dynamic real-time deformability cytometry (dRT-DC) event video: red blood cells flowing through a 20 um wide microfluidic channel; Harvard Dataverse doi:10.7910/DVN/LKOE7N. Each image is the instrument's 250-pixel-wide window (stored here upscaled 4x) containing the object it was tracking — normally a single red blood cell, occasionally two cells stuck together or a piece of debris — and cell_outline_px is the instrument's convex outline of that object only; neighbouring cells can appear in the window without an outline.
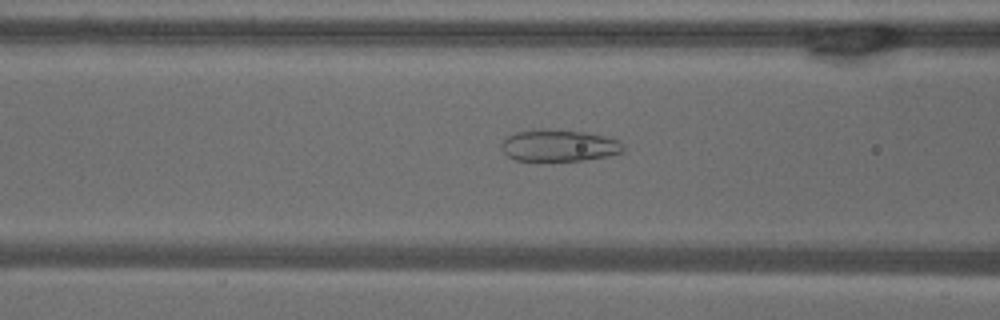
{"species": "common noctule bat (a hibernating species)", "species_latin": "Nyctalus noctula", "temperature_condition": "warm", "stored_images_in_passage": 54, "segment_of_instrument_passage": [1, 2], "camera_frame_rate_fps": 3000, "um_per_image_px": 0.085, "animal": {"sex": "male", "body_mass_g": 18.8}, "frame": {"image": 1, "passage_image": 21, "time_ms": 6.667, "image_size_px": [1000, 320], "cell_outline_px": [[624, 152], [608, 156], [584, 160], [516, 160], [508, 156], [500, 148], [500, 144], [508, 136], [516, 132], [540, 128], [544, 128], [584, 132], [604, 136], [620, 140], [624, 144]], "centroid_in_image_um": [47.53, 12.36], "position_along_channel_um": 119.1, "area_um2": 22.66}}
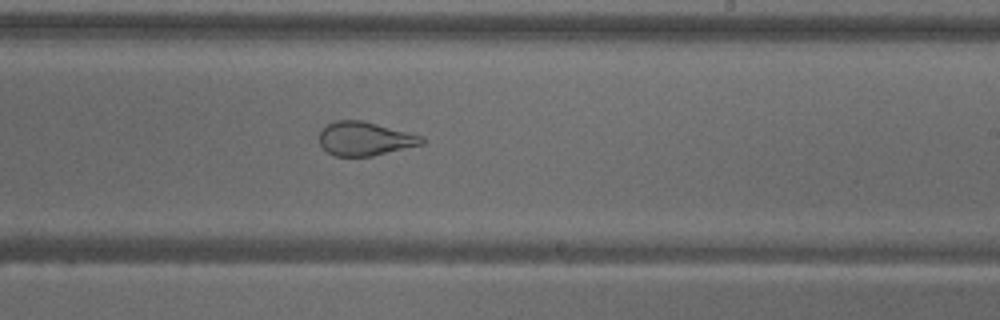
{"frame": {"image": 2, "passage_image": 32, "time_ms": 10.333, "image_size_px": [1000, 320], "cell_outline_px": [[424, 144], [372, 156], [336, 156], [328, 152], [320, 144], [316, 136], [328, 124], [336, 120], [360, 120], [424, 136]], "centroid_in_image_um": [31.0, 11.79], "position_along_channel_um": 258.0, "area_um2": 20.11}}
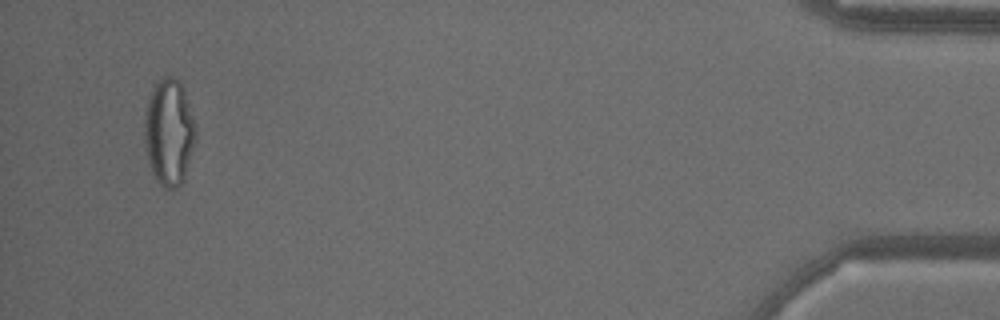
{"frame": {"image": 3, "passage_image": 51, "time_ms": 16.667, "image_size_px": [1000, 320], "cell_outline_px": [[196, 140], [184, 180], [176, 188], [164, 188], [156, 180], [152, 172], [148, 160], [144, 144], [144, 112], [148, 100], [156, 84], [168, 72], [184, 88], [196, 124]], "centroid_in_image_um": [14.38, 11.24], "position_along_channel_um": 420.8, "area_um2": 32.14}}